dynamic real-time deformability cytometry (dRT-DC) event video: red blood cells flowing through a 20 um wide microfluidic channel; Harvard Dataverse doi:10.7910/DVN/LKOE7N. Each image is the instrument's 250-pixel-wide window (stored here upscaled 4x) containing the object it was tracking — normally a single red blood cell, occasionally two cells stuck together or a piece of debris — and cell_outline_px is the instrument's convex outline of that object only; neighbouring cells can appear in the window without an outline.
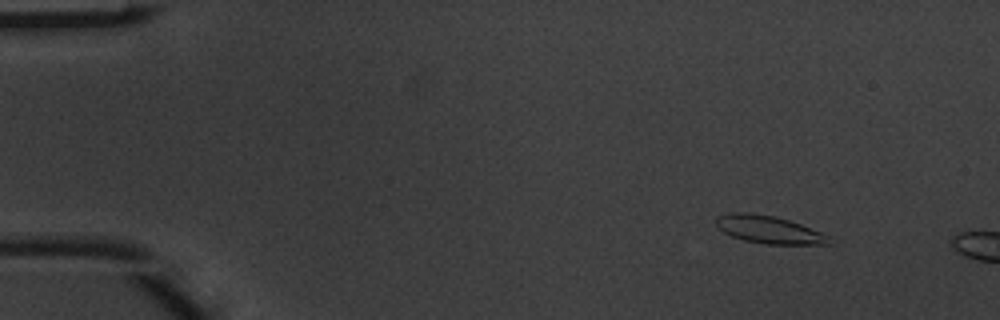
{"species": "common noctule bat (a hibernating species)", "species_latin": "Nyctalus noctula", "temperature_condition": "warm", "stored_images_in_passage": 3, "camera_frame_rate_fps": 3000, "um_per_image_px": 0.085, "animal": {"sex": "male", "body_mass_g": 20.1, "forearm_length_mm": 53.5}, "frame": {"image": 1, "passage_image": 1, "time_ms": 0.0, "image_size_px": [1000, 320], "cell_outline_px": [[832, 244], [764, 244], [744, 240], [732, 236], [724, 232], [716, 224], [716, 216], [732, 212], [748, 212], [776, 216], [800, 224], [820, 232], [828, 236]], "centroid_in_image_um": [65.33, 19.51], "position_along_channel_um": 19.7, "area_um2": 18.09}}